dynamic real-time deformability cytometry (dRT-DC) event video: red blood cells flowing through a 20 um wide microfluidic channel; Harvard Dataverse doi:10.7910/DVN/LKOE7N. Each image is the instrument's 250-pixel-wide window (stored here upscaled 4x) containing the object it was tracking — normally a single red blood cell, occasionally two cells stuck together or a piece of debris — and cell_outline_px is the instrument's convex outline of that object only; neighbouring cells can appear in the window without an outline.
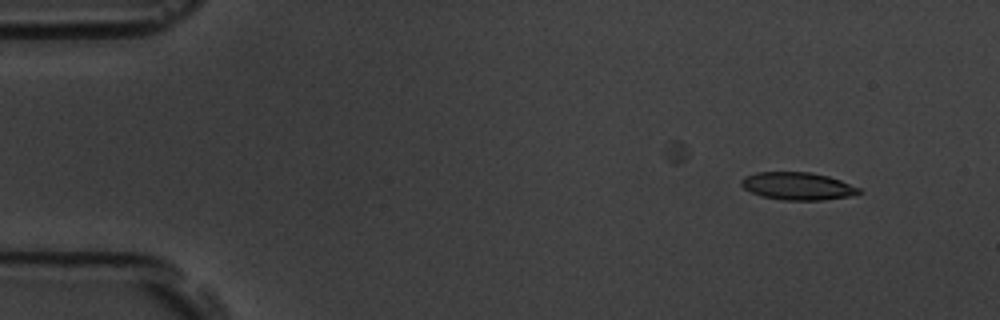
{"species": "common noctule bat (a hibernating species)", "species_latin": "Nyctalus noctula", "temperature_condition": "room temperature", "stored_images_in_passage": 14, "camera_frame_rate_fps": 3000, "um_per_image_px": 0.085, "animal": {"sex": "male", "body_mass_g": 19.5, "forearm_length_mm": 54.6}, "frame": {"image": 1, "passage_image": 1, "time_ms": 0.0, "image_size_px": [1000, 320], "cell_outline_px": [[864, 192], [848, 196], [824, 200], [780, 200], [760, 196], [744, 188], [740, 184], [740, 180], [744, 176], [756, 172], [808, 172], [828, 176], [840, 180], [860, 188]], "centroid_in_image_um": [67.77, 15.82], "position_along_channel_um": 17.2, "area_um2": 19.02}}
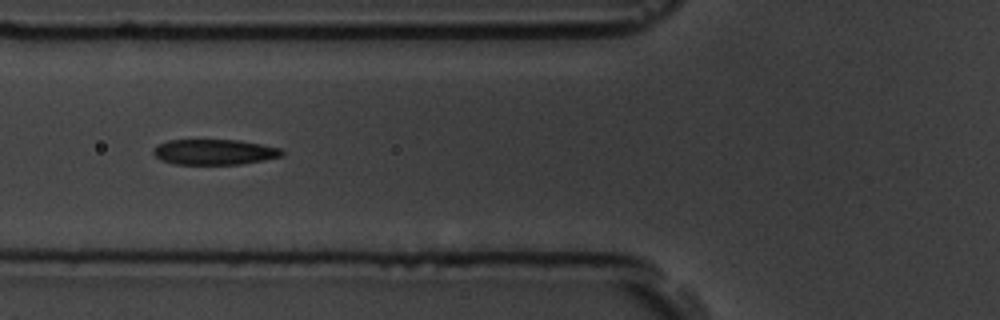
{"frame": {"image": 2, "passage_image": 5, "time_ms": 5.333, "image_size_px": [1000, 320], "cell_outline_px": [[284, 156], [264, 160], [240, 164], [176, 164], [160, 160], [152, 152], [160, 144], [168, 140], [240, 140], [280, 148], [284, 152]], "centroid_in_image_um": [18.26, 12.92], "position_along_channel_um": 107.5, "area_um2": 18.96}}
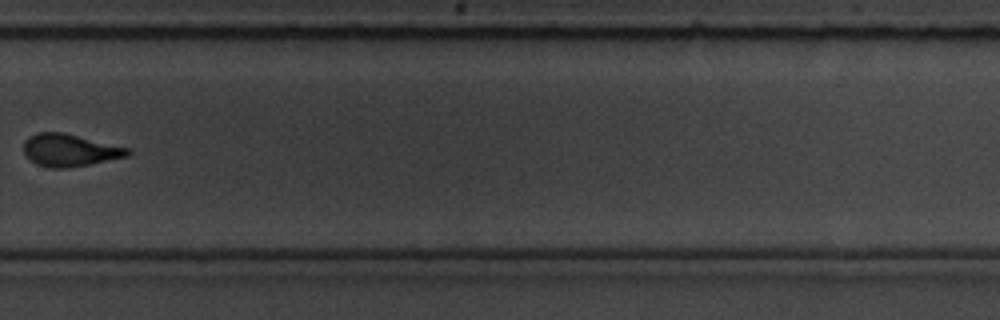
{"frame": {"image": 3, "passage_image": 10, "time_ms": 11.333, "image_size_px": [1000, 320], "cell_outline_px": [[132, 152], [128, 156], [68, 168], [52, 168], [36, 164], [24, 152], [24, 140], [28, 136], [36, 132], [64, 132], [128, 148]], "centroid_in_image_um": [5.9, 12.75], "position_along_channel_um": 323.9, "area_um2": 19.48}, "authors_computed_cell_mechanics": {"area_um2": 19.4786, "velocity_mm_per_s": 3.6151, "shape_relaxation_time_tau1_ms": 2.9662, "shape_relaxation_time_tau2_ms": 0.9122, "deformation_change_tau1": 0.1517, "deformation_change_tau2": 0.0809}}